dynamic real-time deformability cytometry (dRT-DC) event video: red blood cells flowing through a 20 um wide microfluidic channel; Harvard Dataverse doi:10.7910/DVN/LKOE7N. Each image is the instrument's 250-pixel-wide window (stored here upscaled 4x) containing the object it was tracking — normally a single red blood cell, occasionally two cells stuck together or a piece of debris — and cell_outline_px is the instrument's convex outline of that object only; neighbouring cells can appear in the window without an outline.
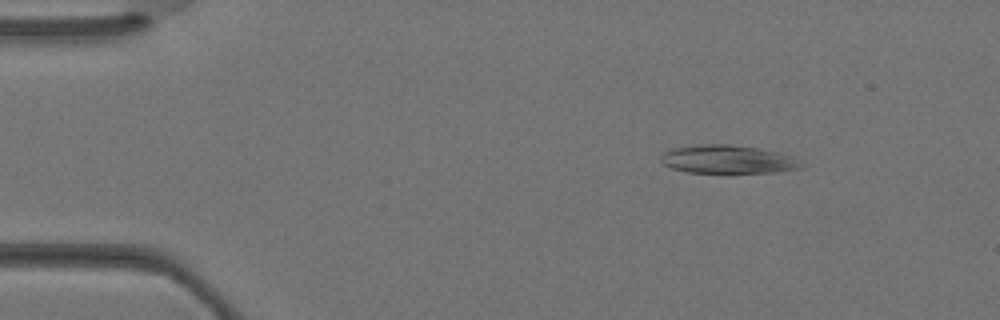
{"species": "Egyptian fruit bat (a non-hibernating species)", "species_latin": "Rousettus aegyptiacus", "temperature_condition": "warm", "stored_images_in_passage": 3, "camera_frame_rate_fps": 3000, "um_per_image_px": 0.085, "animal": {"sex": "female"}, "frame": {"image": 1, "passage_image": 1, "time_ms": 0.0, "image_size_px": [1000, 320], "cell_outline_px": [[804, 168], [776, 172], [688, 172], [672, 168], [664, 164], [660, 160], [660, 156], [664, 152], [676, 148], [704, 144], [728, 144], [756, 148], [780, 152], [792, 156], [804, 164]], "centroid_in_image_um": [61.91, 13.55], "position_along_channel_um": 23.1, "area_um2": 22.95}}
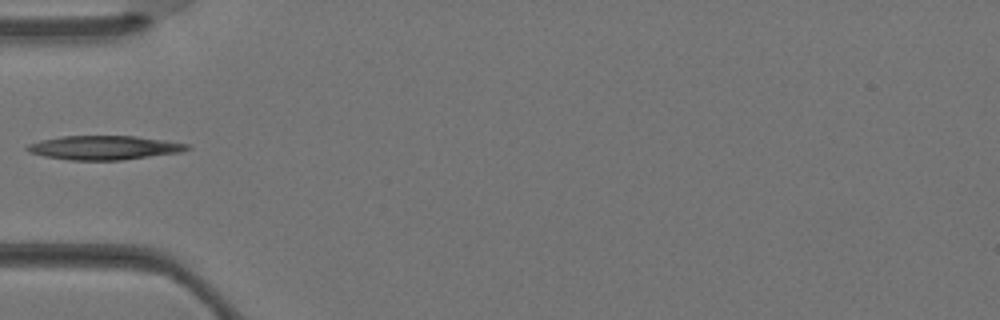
{"frame": {"image": 2, "passage_image": 3, "time_ms": 0.667, "image_size_px": [1000, 320], "cell_outline_px": [[192, 148], [180, 152], [120, 160], [68, 160], [44, 156], [28, 152], [24, 148], [28, 144], [40, 140], [60, 136], [136, 136], [192, 144]], "centroid_in_image_um": [8.84, 12.55], "position_along_channel_um": 76.2, "area_um2": 22.48}}